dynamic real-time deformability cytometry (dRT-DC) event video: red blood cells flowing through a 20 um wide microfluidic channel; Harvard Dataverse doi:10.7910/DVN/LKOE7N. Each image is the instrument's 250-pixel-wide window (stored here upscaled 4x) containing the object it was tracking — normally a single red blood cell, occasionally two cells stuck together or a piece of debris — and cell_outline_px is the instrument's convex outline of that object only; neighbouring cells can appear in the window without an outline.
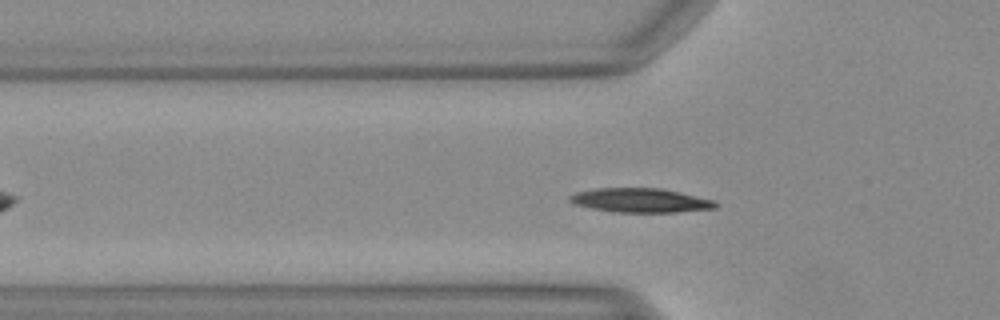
{"species": "Egyptian fruit bat (a non-hibernating species)", "species_latin": "Rousettus aegyptiacus", "temperature_condition": "warm", "stored_images_in_passage": 40, "camera_frame_rate_fps": 3000, "um_per_image_px": 0.085, "animal": {"sex": "female"}, "frame": {"image": 1, "passage_image": 6, "time_ms": 1.667, "image_size_px": [1000, 320], "cell_outline_px": [[716, 208], [676, 212], [612, 212], [592, 208], [576, 204], [568, 200], [568, 196], [576, 192], [596, 188], [660, 188], [680, 192], [712, 200], [716, 204]], "centroid_in_image_um": [54.39, 17.03], "position_along_channel_um": 71.4, "area_um2": 20.35}}
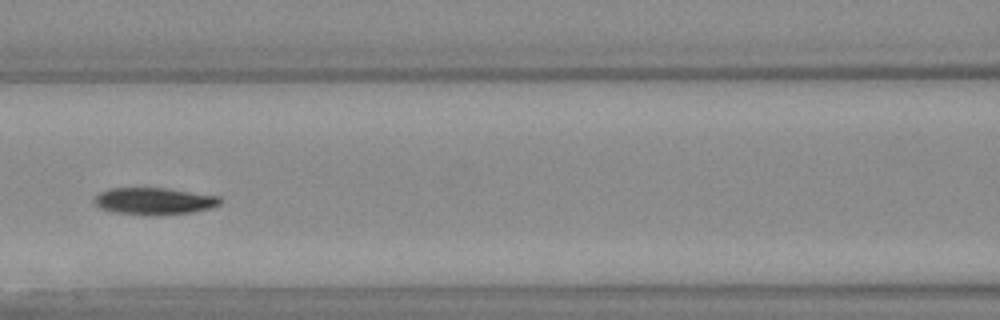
{"frame": {"image": 2, "passage_image": 12, "time_ms": 3.667, "image_size_px": [1000, 320], "cell_outline_px": [[220, 204], [212, 208], [192, 212], [160, 216], [140, 216], [112, 212], [100, 208], [96, 204], [96, 196], [100, 192], [112, 188], [164, 188], [220, 196]], "centroid_in_image_um": [13.11, 17.12], "position_along_channel_um": 153.5, "area_um2": 20.0}}
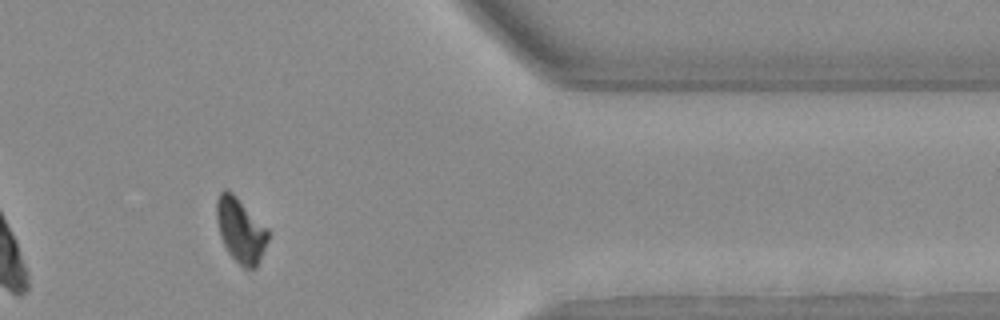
{"frame": {"image": 3, "passage_image": 31, "time_ms": 10.0, "image_size_px": [1000, 320], "cell_outline_px": [[268, 240], [256, 268], [244, 268], [228, 252], [220, 236], [216, 220], [216, 200], [220, 192], [224, 188], [228, 188], [268, 228]], "centroid_in_image_um": [20.43, 19.53], "position_along_channel_um": 391.0, "area_um2": 19.31}}